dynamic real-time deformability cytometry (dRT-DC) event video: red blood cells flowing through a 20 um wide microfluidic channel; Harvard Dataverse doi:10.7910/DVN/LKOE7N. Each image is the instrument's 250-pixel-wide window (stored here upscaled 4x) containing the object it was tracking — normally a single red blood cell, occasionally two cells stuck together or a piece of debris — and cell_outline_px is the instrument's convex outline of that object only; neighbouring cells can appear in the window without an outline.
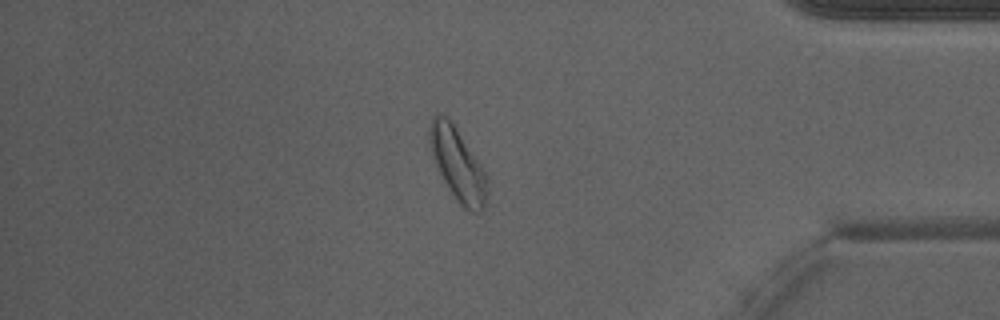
{"species": "Egyptian fruit bat (a non-hibernating species)", "species_latin": "Rousettus aegyptiacus", "temperature_condition": "warm", "stored_images_in_passage": 49, "camera_frame_rate_fps": 3000, "um_per_image_px": 0.085, "animal": {"sex": "male"}, "frame": {"image": 1, "passage_image": 42, "time_ms": 13.667, "image_size_px": [1000, 320], "cell_outline_px": [[488, 196], [484, 208], [480, 212], [472, 212], [464, 208], [456, 200], [448, 188], [436, 168], [428, 144], [428, 132], [432, 120], [440, 112], [456, 128], [484, 172], [488, 188]], "centroid_in_image_um": [38.88, 14.03], "position_along_channel_um": 396.3, "area_um2": 23.99}, "authors_computed_cell_mechanics": {"area_um2": 23.987, "velocity_mm_per_s": 4.231, "shape_relaxation_time_tau1_ms": 2.8663, "shape_relaxation_time_tau2_ms": 1.5892, "deformation_change_tau1": 0.11, "deformation_change_tau2": 0.0568}}